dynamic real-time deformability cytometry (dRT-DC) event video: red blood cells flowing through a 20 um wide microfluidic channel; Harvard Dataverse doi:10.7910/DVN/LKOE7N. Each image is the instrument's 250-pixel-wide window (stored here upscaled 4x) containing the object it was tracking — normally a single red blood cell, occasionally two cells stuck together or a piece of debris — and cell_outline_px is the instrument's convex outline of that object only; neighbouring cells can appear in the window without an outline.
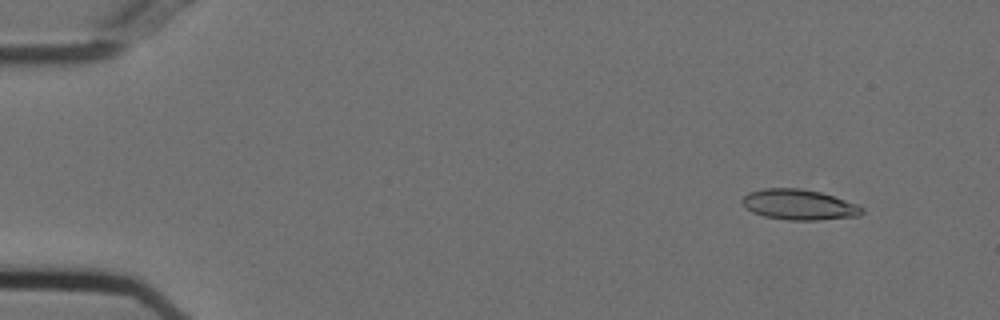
{"species": "Egyptian fruit bat (a non-hibernating species)", "species_latin": "Rousettus aegyptiacus", "temperature_condition": "cold", "stored_images_in_passage": 54, "camera_frame_rate_fps": 3000, "um_per_image_px": 0.085, "animal": {"sex": "female"}, "frame": {"image": 1, "passage_image": 5, "time_ms": 1.333, "image_size_px": [1000, 320], "cell_outline_px": [[864, 212], [860, 216], [820, 220], [788, 220], [764, 216], [752, 212], [740, 200], [748, 192], [764, 188], [800, 188], [820, 192], [856, 204], [864, 208]], "centroid_in_image_um": [67.92, 17.4], "position_along_channel_um": 17.1, "area_um2": 21.21}}
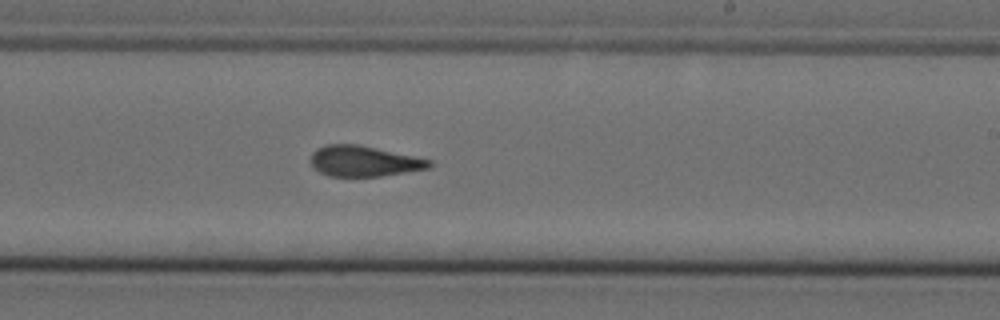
{"frame": {"image": 2, "passage_image": 33, "time_ms": 10.667, "image_size_px": [1000, 320], "cell_outline_px": [[432, 164], [428, 168], [380, 176], [328, 176], [312, 168], [308, 160], [312, 152], [316, 148], [324, 144], [360, 144], [416, 156], [432, 160]], "centroid_in_image_um": [30.86, 13.68], "position_along_channel_um": 258.1, "area_um2": 21.5}}
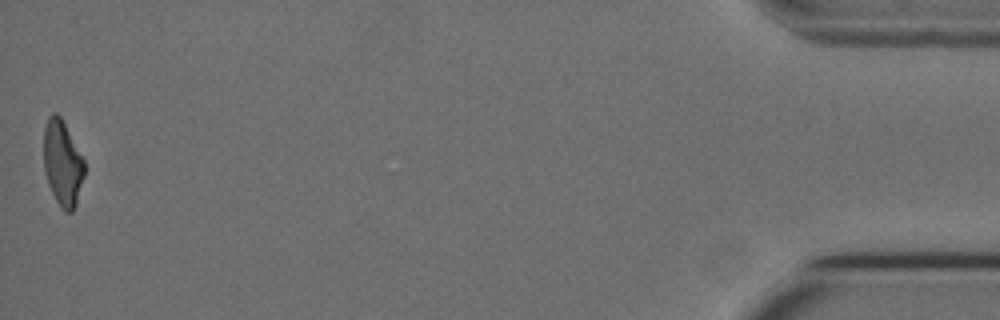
{"frame": {"image": 3, "passage_image": 54, "time_ms": 17.667, "image_size_px": [1000, 320], "cell_outline_px": [[84, 176], [76, 204], [72, 212], [64, 212], [60, 208], [48, 184], [44, 172], [44, 128], [48, 116], [52, 112], [56, 112], [60, 116], [84, 160]], "centroid_in_image_um": [5.3, 13.88], "position_along_channel_um": 429.9, "area_um2": 20.17}, "authors_computed_cell_mechanics": {"area_um2": 21.4438, "velocity_mm_per_s": 3.7419, "shape_relaxation_time_tau1_ms": null, "shape_relaxation_time_tau2_ms": 2.7532, "deformation_change_tau1": null, "deformation_change_tau2": 0.1015}}